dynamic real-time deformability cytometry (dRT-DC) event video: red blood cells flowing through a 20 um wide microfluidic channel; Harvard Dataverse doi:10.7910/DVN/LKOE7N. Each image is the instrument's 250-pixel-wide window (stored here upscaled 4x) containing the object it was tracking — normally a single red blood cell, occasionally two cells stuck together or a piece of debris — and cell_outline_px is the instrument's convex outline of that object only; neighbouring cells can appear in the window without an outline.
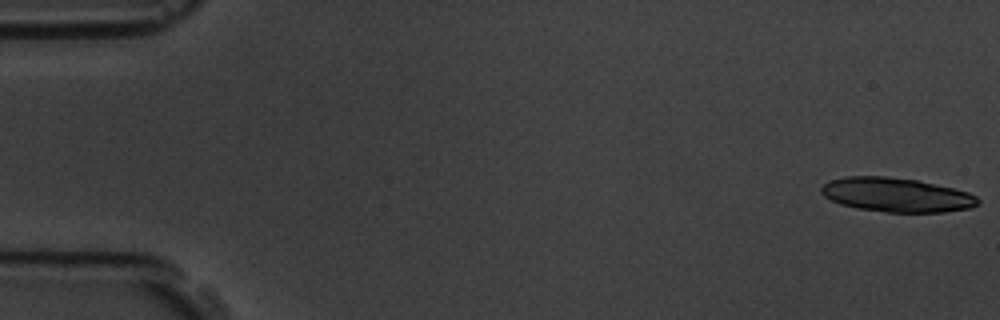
{"species": "common noctule bat (a hibernating species)", "species_latin": "Nyctalus noctula", "temperature_condition": "room temperature", "stored_images_in_passage": 58, "camera_frame_rate_fps": 3000, "um_per_image_px": 0.085, "animal": {"sex": "male", "body_mass_g": 19.5, "forearm_length_mm": 54.6}, "frame": {"image": 1, "passage_image": 1, "time_ms": 0.0, "image_size_px": [1000, 320], "cell_outline_px": [[980, 204], [972, 208], [944, 212], [884, 212], [856, 208], [840, 204], [824, 196], [820, 192], [820, 188], [828, 180], [844, 176], [888, 176], [916, 180], [952, 188], [968, 192], [976, 196], [980, 200]], "centroid_in_image_um": [76.19, 16.56], "position_along_channel_um": 8.8, "area_um2": 31.39}}
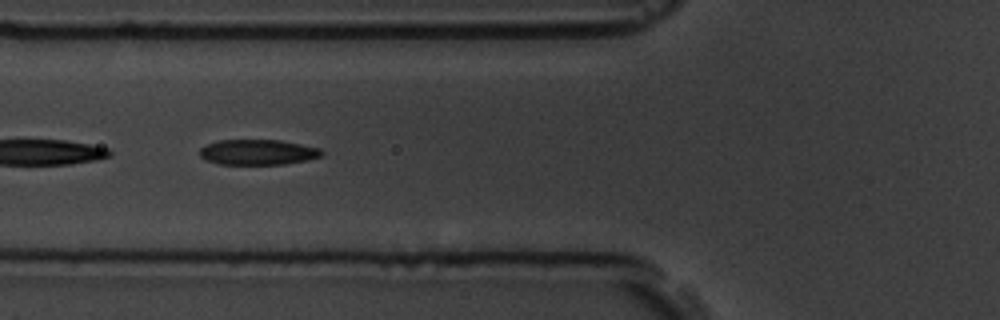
{"frame": {"image": 2, "passage_image": 22, "time_ms": 7.0, "image_size_px": [1000, 320], "cell_outline_px": [[324, 152], [320, 156], [308, 160], [284, 164], [220, 164], [208, 160], [200, 156], [200, 148], [208, 144], [220, 140], [280, 140], [320, 148]], "centroid_in_image_um": [21.94, 12.93], "position_along_channel_um": 103.9, "area_um2": 17.86}}
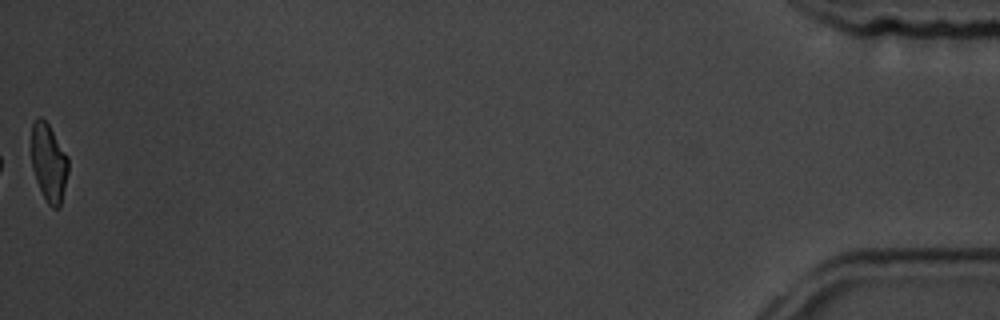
{"frame": {"image": 3, "passage_image": 58, "time_ms": 19.0, "image_size_px": [1000, 320], "cell_outline_px": [[68, 172], [60, 208], [52, 208], [48, 204], [36, 180], [32, 168], [32, 124], [40, 116], [48, 124], [68, 156]], "centroid_in_image_um": [4.16, 13.85], "position_along_channel_um": 431.0, "area_um2": 16.53}, "authors_computed_cell_mechanics": {"area_um2": 18.6694, "velocity_mm_per_s": 3.5548, "shape_relaxation_time_tau1_ms": 3.7709, "shape_relaxation_time_tau2_ms": 2.5158, "deformation_change_tau1": 0.1479, "deformation_change_tau2": 0.0917}}